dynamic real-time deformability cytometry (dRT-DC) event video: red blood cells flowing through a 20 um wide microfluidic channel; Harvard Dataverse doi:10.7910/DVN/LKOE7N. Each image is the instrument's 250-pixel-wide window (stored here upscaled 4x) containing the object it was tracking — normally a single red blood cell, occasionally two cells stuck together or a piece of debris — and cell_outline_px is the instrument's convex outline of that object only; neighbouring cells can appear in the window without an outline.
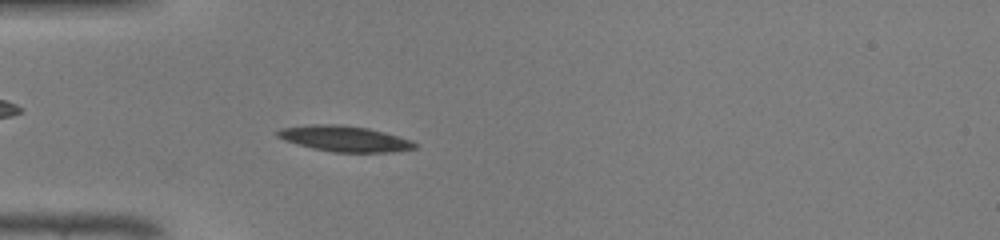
{"species": "common noctule bat (a hibernating species)", "species_latin": "Nyctalus noctula", "temperature_condition": "warm", "stored_images_in_passage": 35, "camera_frame_rate_fps": 3000, "um_per_image_px": 0.085, "animal": {"sex": "male", "body_mass_g": 19.0, "forearm_length_mm": 50.8}, "frame": {"image": 1, "passage_image": 1, "time_ms": 0.0, "image_size_px": [1000, 240], "cell_outline_px": [[416, 148], [396, 152], [332, 152], [312, 148], [284, 140], [276, 136], [272, 132], [280, 128], [312, 124], [336, 124], [368, 128], [384, 132], [412, 140], [416, 144]], "centroid_in_image_um": [29.25, 11.78], "position_along_channel_um": 55.7, "area_um2": 20.69}}
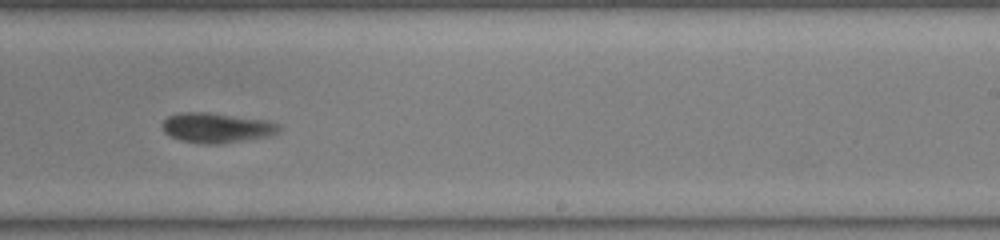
{"frame": {"image": 2, "passage_image": 17, "time_ms": 5.333, "image_size_px": [1000, 240], "cell_outline_px": [[280, 132], [272, 136], [224, 144], [200, 144], [180, 140], [164, 132], [164, 120], [168, 116], [180, 112], [208, 112], [268, 120], [280, 124]], "centroid_in_image_um": [18.49, 10.87], "position_along_channel_um": 270.5, "area_um2": 20.69}}
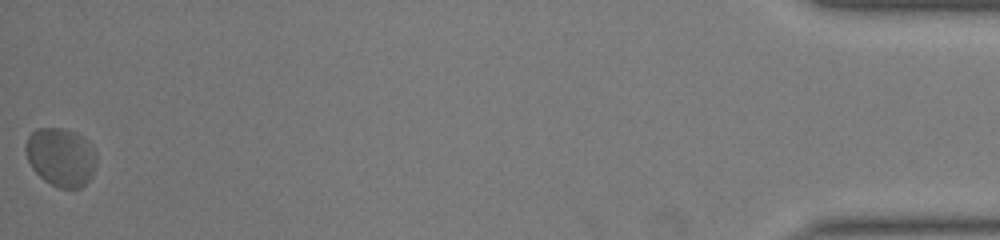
{"frame": {"image": 3, "passage_image": 35, "time_ms": 11.333, "image_size_px": [1000, 240], "cell_outline_px": [[96, 164], [92, 176], [80, 188], [60, 188], [44, 180], [32, 168], [28, 160], [24, 148], [24, 144], [28, 136], [36, 128], [60, 128], [76, 132], [96, 152]], "centroid_in_image_um": [5.15, 13.34], "position_along_channel_um": 430.1, "area_um2": 23.99}, "authors_computed_cell_mechanics": {"area_um2": 20.8658, "velocity_mm_per_s": 4.1764, "shape_relaxation_time_tau1_ms": 7.1507, "shape_relaxation_time_tau2_ms": null, "deformation_change_tau1": 0.2029, "deformation_change_tau2": null}}